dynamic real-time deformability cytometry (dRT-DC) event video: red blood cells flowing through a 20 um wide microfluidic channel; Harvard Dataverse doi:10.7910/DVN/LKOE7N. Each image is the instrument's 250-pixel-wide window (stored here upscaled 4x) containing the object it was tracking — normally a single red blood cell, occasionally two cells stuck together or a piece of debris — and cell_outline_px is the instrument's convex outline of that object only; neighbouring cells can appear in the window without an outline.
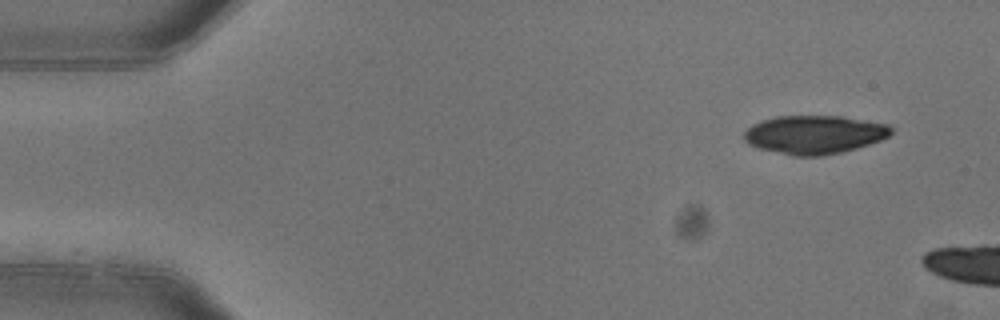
{"species": "common noctule bat (a hibernating species)", "species_latin": "Nyctalus noctula", "temperature_condition": "warm", "stored_images_in_passage": 3, "camera_frame_rate_fps": 3000, "um_per_image_px": 0.085, "animal": {"sex": "female"}, "frame": {"image": 1, "passage_image": 1, "time_ms": 0.0, "image_size_px": [1000, 320], "cell_outline_px": [[892, 132], [888, 136], [880, 140], [856, 148], [840, 152], [820, 156], [792, 156], [760, 148], [748, 144], [744, 140], [744, 132], [752, 124], [776, 116], [840, 116], [888, 124], [892, 128]], "centroid_in_image_um": [69.21, 11.44], "position_along_channel_um": 15.8, "area_um2": 32.77}}